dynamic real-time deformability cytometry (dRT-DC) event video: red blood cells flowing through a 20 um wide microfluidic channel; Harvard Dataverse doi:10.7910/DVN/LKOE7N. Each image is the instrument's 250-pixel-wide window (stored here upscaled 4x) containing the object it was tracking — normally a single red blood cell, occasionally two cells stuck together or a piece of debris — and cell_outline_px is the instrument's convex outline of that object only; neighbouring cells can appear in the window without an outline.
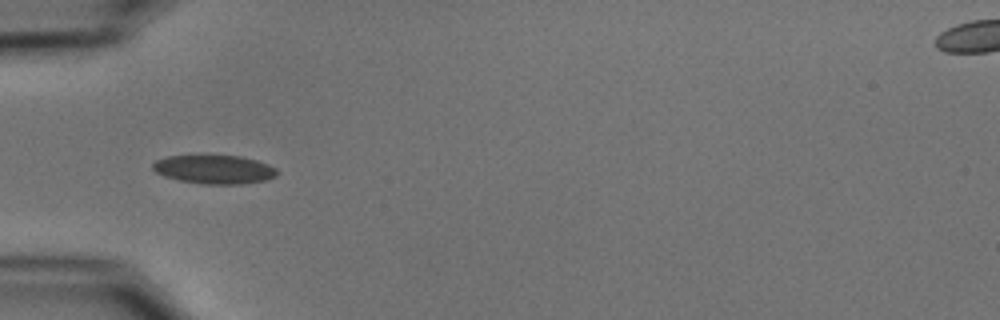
{"species": "common noctule bat (a hibernating species)", "species_latin": "Nyctalus noctula", "temperature_condition": "cold", "stored_images_in_passage": 12, "camera_frame_rate_fps": 3000, "um_per_image_px": 0.085, "animal": {"sex": "male", "body_mass_g": 15.6}, "frame": {"image": 1, "passage_image": 6, "time_ms": 1.667, "image_size_px": [1000, 320], "cell_outline_px": [[280, 172], [276, 176], [264, 180], [240, 184], [204, 184], [180, 180], [164, 176], [156, 172], [152, 168], [152, 164], [156, 160], [168, 156], [240, 156], [256, 160], [268, 164], [276, 168]], "centroid_in_image_um": [18.23, 14.4], "position_along_channel_um": 66.8, "area_um2": 20.63}}